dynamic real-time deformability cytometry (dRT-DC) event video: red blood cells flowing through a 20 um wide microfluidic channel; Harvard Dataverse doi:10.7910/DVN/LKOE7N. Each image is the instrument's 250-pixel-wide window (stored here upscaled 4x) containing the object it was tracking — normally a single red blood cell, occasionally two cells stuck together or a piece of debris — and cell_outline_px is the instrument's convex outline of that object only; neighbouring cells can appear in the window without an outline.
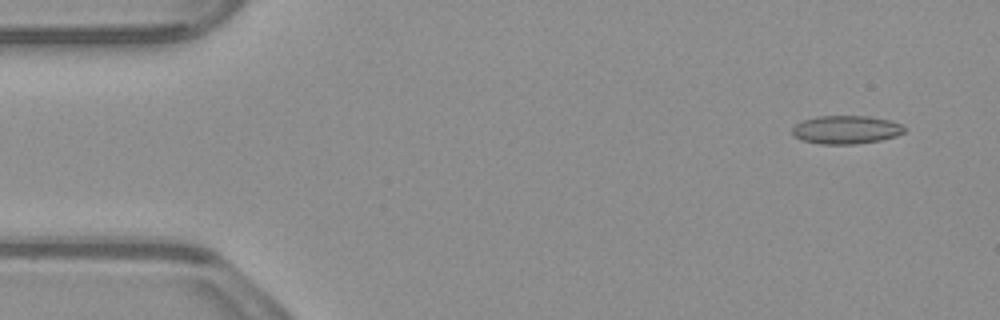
{"species": "common noctule bat (a hibernating species)", "species_latin": "Nyctalus noctula", "temperature_condition": "warm", "stored_images_in_passage": 51, "camera_frame_rate_fps": 3000, "um_per_image_px": 0.085, "animal": {"sex": "male", "body_mass_g": 23.1, "forearm_length_mm": 52.7}, "frame": {"image": 1, "passage_image": 1, "time_ms": 0.0, "image_size_px": [1000, 320], "cell_outline_px": [[904, 132], [896, 136], [880, 140], [856, 144], [820, 144], [800, 140], [792, 132], [792, 128], [796, 124], [804, 120], [816, 116], [868, 116], [888, 120], [904, 124]], "centroid_in_image_um": [71.92, 11.02], "position_along_channel_um": 13.1, "area_um2": 18.5}}
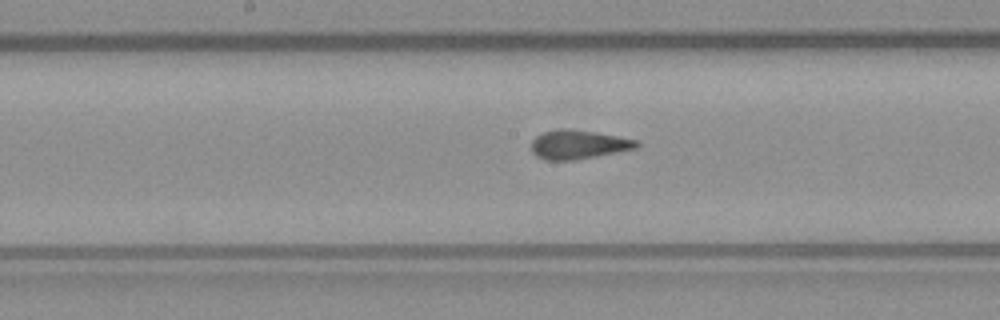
{"frame": {"image": 2, "passage_image": 24, "time_ms": 7.667, "image_size_px": [1000, 320], "cell_outline_px": [[640, 148], [576, 160], [544, 160], [536, 156], [532, 152], [532, 140], [540, 132], [556, 128], [568, 128], [596, 132], [640, 140]], "centroid_in_image_um": [49.19, 12.27], "position_along_channel_um": 199.0, "area_um2": 18.26}}
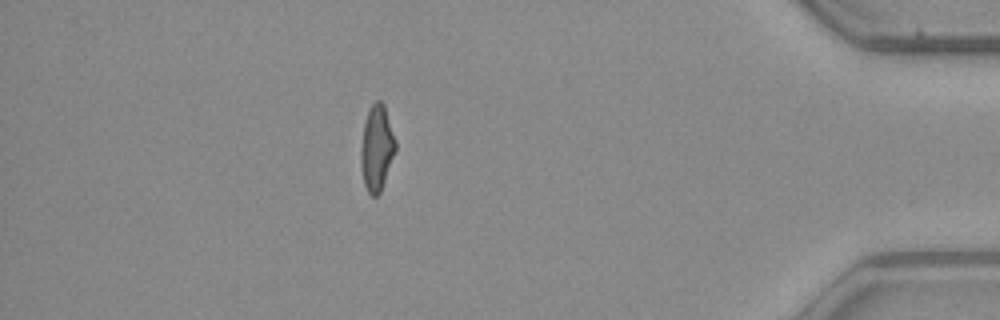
{"frame": {"image": 3, "passage_image": 44, "time_ms": 14.333, "image_size_px": [1000, 320], "cell_outline_px": [[396, 152], [380, 192], [376, 196], [372, 196], [368, 192], [364, 184], [360, 164], [360, 148], [364, 124], [368, 112], [372, 104], [376, 100], [380, 100], [384, 104], [396, 140]], "centroid_in_image_um": [32.03, 12.59], "position_along_channel_um": 403.2, "area_um2": 17.4}, "authors_computed_cell_mechanics": {"area_um2": 17.9758, "velocity_mm_per_s": 3.8435, "shape_relaxation_time_tau1_ms": null, "shape_relaxation_time_tau2_ms": 0.7564, "deformation_change_tau1": null, "deformation_change_tau2": 0.0927}}